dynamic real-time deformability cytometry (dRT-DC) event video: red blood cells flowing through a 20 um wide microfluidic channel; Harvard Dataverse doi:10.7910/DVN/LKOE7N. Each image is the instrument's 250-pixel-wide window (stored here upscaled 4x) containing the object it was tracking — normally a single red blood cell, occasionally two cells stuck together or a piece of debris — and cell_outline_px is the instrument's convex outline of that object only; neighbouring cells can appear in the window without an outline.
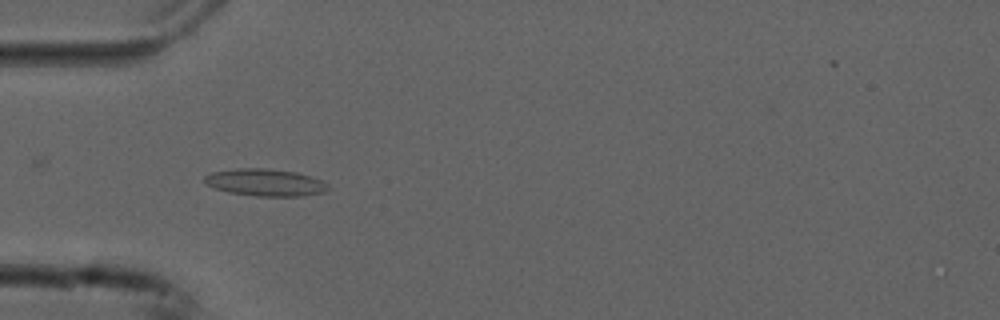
{"species": "common noctule bat (a hibernating species)", "species_latin": "Nyctalus noctula", "temperature_condition": "cold", "stored_images_in_passage": 43, "camera_frame_rate_fps": 3000, "um_per_image_px": 0.085, "animal": {"sex": "male", "forearm_length_mm": 52.5}, "frame": {"image": 1, "passage_image": 16, "time_ms": 5.0, "image_size_px": [1000, 320], "cell_outline_px": [[332, 188], [324, 192], [300, 196], [256, 196], [228, 192], [216, 188], [208, 184], [204, 180], [204, 176], [212, 172], [236, 168], [268, 168], [296, 172], [320, 180], [328, 184]], "centroid_in_image_um": [22.57, 15.5], "position_along_channel_um": 62.4, "area_um2": 19.48}}
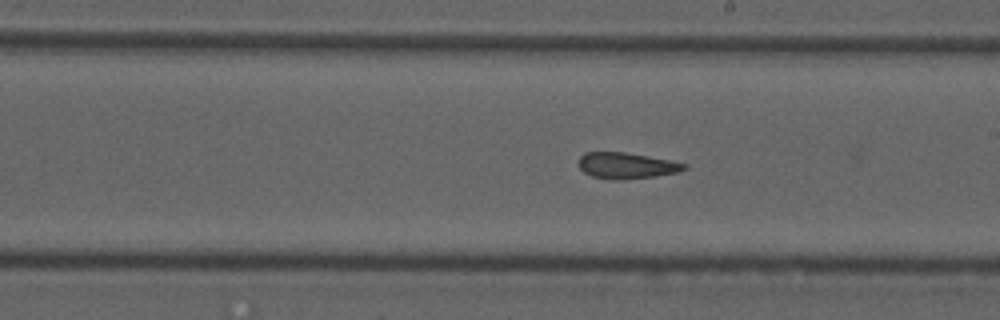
{"frame": {"image": 2, "passage_image": 30, "time_ms": 9.667, "image_size_px": [1000, 320], "cell_outline_px": [[688, 168], [680, 172], [656, 176], [620, 180], [612, 180], [592, 176], [584, 172], [580, 168], [580, 156], [584, 152], [624, 152], [648, 156], [688, 164]], "centroid_in_image_um": [53.28, 14.08], "position_along_channel_um": 235.7, "area_um2": 16.07}}
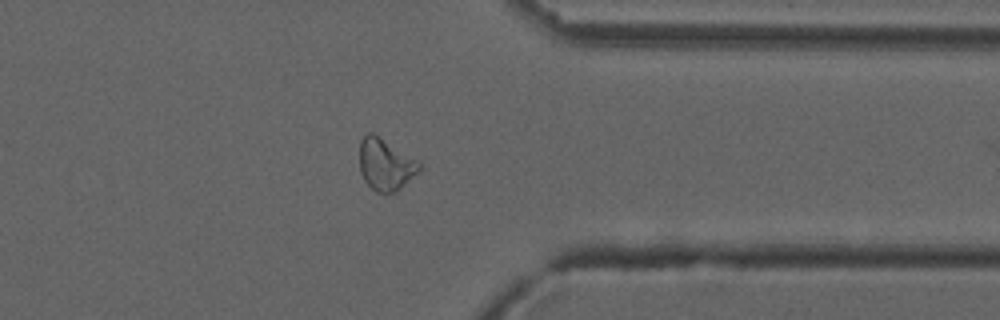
{"frame": {"image": 3, "passage_image": 42, "time_ms": 13.667, "image_size_px": [1000, 320], "cell_outline_px": [[420, 168], [396, 192], [376, 192], [364, 180], [360, 172], [360, 140], [368, 132], [372, 132], [416, 160], [420, 164]], "centroid_in_image_um": [32.71, 13.97], "position_along_channel_um": 378.7, "area_um2": 17.4}}